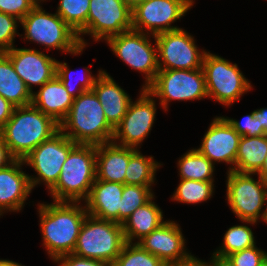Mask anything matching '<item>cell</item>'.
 I'll return each mask as SVG.
<instances>
[{
    "mask_svg": "<svg viewBox=\"0 0 267 266\" xmlns=\"http://www.w3.org/2000/svg\"><path fill=\"white\" fill-rule=\"evenodd\" d=\"M80 204L69 201L37 204L43 246L51 259L73 253L88 215L85 204Z\"/></svg>",
    "mask_w": 267,
    "mask_h": 266,
    "instance_id": "6da1fadb",
    "label": "cell"
},
{
    "mask_svg": "<svg viewBox=\"0 0 267 266\" xmlns=\"http://www.w3.org/2000/svg\"><path fill=\"white\" fill-rule=\"evenodd\" d=\"M60 130V125L32 104L15 107L11 118L0 129L9 152L15 159L26 157Z\"/></svg>",
    "mask_w": 267,
    "mask_h": 266,
    "instance_id": "7a4b0ae2",
    "label": "cell"
},
{
    "mask_svg": "<svg viewBox=\"0 0 267 266\" xmlns=\"http://www.w3.org/2000/svg\"><path fill=\"white\" fill-rule=\"evenodd\" d=\"M60 131L76 144L100 145L112 142L114 127L107 121L93 90L74 99Z\"/></svg>",
    "mask_w": 267,
    "mask_h": 266,
    "instance_id": "3957f363",
    "label": "cell"
},
{
    "mask_svg": "<svg viewBox=\"0 0 267 266\" xmlns=\"http://www.w3.org/2000/svg\"><path fill=\"white\" fill-rule=\"evenodd\" d=\"M96 179V145L76 144L63 163L56 184L49 190L53 201H85Z\"/></svg>",
    "mask_w": 267,
    "mask_h": 266,
    "instance_id": "277c9868",
    "label": "cell"
},
{
    "mask_svg": "<svg viewBox=\"0 0 267 266\" xmlns=\"http://www.w3.org/2000/svg\"><path fill=\"white\" fill-rule=\"evenodd\" d=\"M38 4L26 15L20 24L24 39L44 45L49 49H58L63 53L78 55L86 48L81 46L78 34L57 13L51 14Z\"/></svg>",
    "mask_w": 267,
    "mask_h": 266,
    "instance_id": "5b68a950",
    "label": "cell"
},
{
    "mask_svg": "<svg viewBox=\"0 0 267 266\" xmlns=\"http://www.w3.org/2000/svg\"><path fill=\"white\" fill-rule=\"evenodd\" d=\"M126 243L121 223L87 215L73 254L112 265Z\"/></svg>",
    "mask_w": 267,
    "mask_h": 266,
    "instance_id": "8992f818",
    "label": "cell"
},
{
    "mask_svg": "<svg viewBox=\"0 0 267 266\" xmlns=\"http://www.w3.org/2000/svg\"><path fill=\"white\" fill-rule=\"evenodd\" d=\"M252 175L255 174L227 172L226 200L237 219L253 226L265 213L267 182L260 176L254 179Z\"/></svg>",
    "mask_w": 267,
    "mask_h": 266,
    "instance_id": "52a82bcc",
    "label": "cell"
},
{
    "mask_svg": "<svg viewBox=\"0 0 267 266\" xmlns=\"http://www.w3.org/2000/svg\"><path fill=\"white\" fill-rule=\"evenodd\" d=\"M202 69L205 75L208 98H212L222 105L230 106L240 101L243 94L250 91L252 85L238 68L230 61L206 52Z\"/></svg>",
    "mask_w": 267,
    "mask_h": 266,
    "instance_id": "ba28073f",
    "label": "cell"
},
{
    "mask_svg": "<svg viewBox=\"0 0 267 266\" xmlns=\"http://www.w3.org/2000/svg\"><path fill=\"white\" fill-rule=\"evenodd\" d=\"M149 35V36H148ZM154 38V45L151 37ZM112 52L132 69L145 74V84L142 89H146L155 79L159 71L157 45L154 35L136 30L125 31L112 36L106 41Z\"/></svg>",
    "mask_w": 267,
    "mask_h": 266,
    "instance_id": "9c48e42d",
    "label": "cell"
},
{
    "mask_svg": "<svg viewBox=\"0 0 267 266\" xmlns=\"http://www.w3.org/2000/svg\"><path fill=\"white\" fill-rule=\"evenodd\" d=\"M165 111L171 100L190 101L208 98L203 69L159 70L146 88Z\"/></svg>",
    "mask_w": 267,
    "mask_h": 266,
    "instance_id": "30bf717a",
    "label": "cell"
},
{
    "mask_svg": "<svg viewBox=\"0 0 267 266\" xmlns=\"http://www.w3.org/2000/svg\"><path fill=\"white\" fill-rule=\"evenodd\" d=\"M132 29V7L125 0H90L87 27L79 34L81 46L86 47L83 35L96 42Z\"/></svg>",
    "mask_w": 267,
    "mask_h": 266,
    "instance_id": "8fae6325",
    "label": "cell"
},
{
    "mask_svg": "<svg viewBox=\"0 0 267 266\" xmlns=\"http://www.w3.org/2000/svg\"><path fill=\"white\" fill-rule=\"evenodd\" d=\"M75 145L76 143L59 130L23 158L24 165L33 168L38 175L37 177L29 175L32 189L44 183L49 191L56 184L63 163Z\"/></svg>",
    "mask_w": 267,
    "mask_h": 266,
    "instance_id": "7c38bea8",
    "label": "cell"
},
{
    "mask_svg": "<svg viewBox=\"0 0 267 266\" xmlns=\"http://www.w3.org/2000/svg\"><path fill=\"white\" fill-rule=\"evenodd\" d=\"M155 39L159 70L202 68L207 51H200L194 37L184 29L157 34Z\"/></svg>",
    "mask_w": 267,
    "mask_h": 266,
    "instance_id": "4fadbf2b",
    "label": "cell"
},
{
    "mask_svg": "<svg viewBox=\"0 0 267 266\" xmlns=\"http://www.w3.org/2000/svg\"><path fill=\"white\" fill-rule=\"evenodd\" d=\"M191 8L190 0L143 1L132 7V29L154 36L181 29L172 23L180 20Z\"/></svg>",
    "mask_w": 267,
    "mask_h": 266,
    "instance_id": "5bb4252c",
    "label": "cell"
},
{
    "mask_svg": "<svg viewBox=\"0 0 267 266\" xmlns=\"http://www.w3.org/2000/svg\"><path fill=\"white\" fill-rule=\"evenodd\" d=\"M155 102L154 97L141 88L139 98L131 101L123 119L115 127L112 142L139 149L152 130L157 110Z\"/></svg>",
    "mask_w": 267,
    "mask_h": 266,
    "instance_id": "9a60e30c",
    "label": "cell"
},
{
    "mask_svg": "<svg viewBox=\"0 0 267 266\" xmlns=\"http://www.w3.org/2000/svg\"><path fill=\"white\" fill-rule=\"evenodd\" d=\"M185 238L175 221L166 220L159 228L141 239L138 244L161 259L167 266L189 261L194 255L187 252Z\"/></svg>",
    "mask_w": 267,
    "mask_h": 266,
    "instance_id": "2e32d148",
    "label": "cell"
},
{
    "mask_svg": "<svg viewBox=\"0 0 267 266\" xmlns=\"http://www.w3.org/2000/svg\"><path fill=\"white\" fill-rule=\"evenodd\" d=\"M240 138L223 116L214 117L197 150L214 165L215 162H225L231 165L227 172L235 171Z\"/></svg>",
    "mask_w": 267,
    "mask_h": 266,
    "instance_id": "e0dca14e",
    "label": "cell"
},
{
    "mask_svg": "<svg viewBox=\"0 0 267 266\" xmlns=\"http://www.w3.org/2000/svg\"><path fill=\"white\" fill-rule=\"evenodd\" d=\"M11 60L16 73L33 93V86H42L51 80L57 71V60L36 49L16 48L4 52Z\"/></svg>",
    "mask_w": 267,
    "mask_h": 266,
    "instance_id": "ac0fdd59",
    "label": "cell"
},
{
    "mask_svg": "<svg viewBox=\"0 0 267 266\" xmlns=\"http://www.w3.org/2000/svg\"><path fill=\"white\" fill-rule=\"evenodd\" d=\"M24 162L15 159L0 169V211L20 212L32 191L29 174L22 170Z\"/></svg>",
    "mask_w": 267,
    "mask_h": 266,
    "instance_id": "d6986e66",
    "label": "cell"
},
{
    "mask_svg": "<svg viewBox=\"0 0 267 266\" xmlns=\"http://www.w3.org/2000/svg\"><path fill=\"white\" fill-rule=\"evenodd\" d=\"M124 184L95 179L84 201L88 215L119 223V209Z\"/></svg>",
    "mask_w": 267,
    "mask_h": 266,
    "instance_id": "ffe728a7",
    "label": "cell"
},
{
    "mask_svg": "<svg viewBox=\"0 0 267 266\" xmlns=\"http://www.w3.org/2000/svg\"><path fill=\"white\" fill-rule=\"evenodd\" d=\"M92 90L103 107L107 121L115 128L126 114L132 99L104 70L98 75Z\"/></svg>",
    "mask_w": 267,
    "mask_h": 266,
    "instance_id": "44dd1931",
    "label": "cell"
},
{
    "mask_svg": "<svg viewBox=\"0 0 267 266\" xmlns=\"http://www.w3.org/2000/svg\"><path fill=\"white\" fill-rule=\"evenodd\" d=\"M135 148L113 142L96 145V179L125 184V172Z\"/></svg>",
    "mask_w": 267,
    "mask_h": 266,
    "instance_id": "7402d4cb",
    "label": "cell"
},
{
    "mask_svg": "<svg viewBox=\"0 0 267 266\" xmlns=\"http://www.w3.org/2000/svg\"><path fill=\"white\" fill-rule=\"evenodd\" d=\"M74 98L57 75L32 93L31 104L60 124L68 115Z\"/></svg>",
    "mask_w": 267,
    "mask_h": 266,
    "instance_id": "603a6c76",
    "label": "cell"
},
{
    "mask_svg": "<svg viewBox=\"0 0 267 266\" xmlns=\"http://www.w3.org/2000/svg\"><path fill=\"white\" fill-rule=\"evenodd\" d=\"M153 196L146 204L137 208L121 224L127 243H138L153 230L159 228L164 222L163 211L152 201ZM135 239L138 241L132 242Z\"/></svg>",
    "mask_w": 267,
    "mask_h": 266,
    "instance_id": "cb8c5ba5",
    "label": "cell"
},
{
    "mask_svg": "<svg viewBox=\"0 0 267 266\" xmlns=\"http://www.w3.org/2000/svg\"><path fill=\"white\" fill-rule=\"evenodd\" d=\"M0 95L15 107L30 105L32 101L31 92L4 52H0Z\"/></svg>",
    "mask_w": 267,
    "mask_h": 266,
    "instance_id": "d4e9b609",
    "label": "cell"
},
{
    "mask_svg": "<svg viewBox=\"0 0 267 266\" xmlns=\"http://www.w3.org/2000/svg\"><path fill=\"white\" fill-rule=\"evenodd\" d=\"M267 155V136H241L235 160V171L257 174Z\"/></svg>",
    "mask_w": 267,
    "mask_h": 266,
    "instance_id": "484cf974",
    "label": "cell"
},
{
    "mask_svg": "<svg viewBox=\"0 0 267 266\" xmlns=\"http://www.w3.org/2000/svg\"><path fill=\"white\" fill-rule=\"evenodd\" d=\"M180 179L214 181V164L196 148L187 151L178 160Z\"/></svg>",
    "mask_w": 267,
    "mask_h": 266,
    "instance_id": "4316f807",
    "label": "cell"
},
{
    "mask_svg": "<svg viewBox=\"0 0 267 266\" xmlns=\"http://www.w3.org/2000/svg\"><path fill=\"white\" fill-rule=\"evenodd\" d=\"M162 164L146 157L140 150H136L129 158L125 172V185L152 186L155 182V174Z\"/></svg>",
    "mask_w": 267,
    "mask_h": 266,
    "instance_id": "83f0119b",
    "label": "cell"
},
{
    "mask_svg": "<svg viewBox=\"0 0 267 266\" xmlns=\"http://www.w3.org/2000/svg\"><path fill=\"white\" fill-rule=\"evenodd\" d=\"M214 187V181L180 179L171 200L185 204L202 203L213 197Z\"/></svg>",
    "mask_w": 267,
    "mask_h": 266,
    "instance_id": "f1b7e54d",
    "label": "cell"
},
{
    "mask_svg": "<svg viewBox=\"0 0 267 266\" xmlns=\"http://www.w3.org/2000/svg\"><path fill=\"white\" fill-rule=\"evenodd\" d=\"M223 244L213 254L227 257L232 253L256 245L252 229L245 224L230 227L223 237Z\"/></svg>",
    "mask_w": 267,
    "mask_h": 266,
    "instance_id": "f546056e",
    "label": "cell"
},
{
    "mask_svg": "<svg viewBox=\"0 0 267 266\" xmlns=\"http://www.w3.org/2000/svg\"><path fill=\"white\" fill-rule=\"evenodd\" d=\"M90 0H60L56 13L79 34L87 27Z\"/></svg>",
    "mask_w": 267,
    "mask_h": 266,
    "instance_id": "4dcf8cb0",
    "label": "cell"
},
{
    "mask_svg": "<svg viewBox=\"0 0 267 266\" xmlns=\"http://www.w3.org/2000/svg\"><path fill=\"white\" fill-rule=\"evenodd\" d=\"M151 186L125 185L121 196L119 223H123L137 208L146 204L152 197Z\"/></svg>",
    "mask_w": 267,
    "mask_h": 266,
    "instance_id": "1f68e13d",
    "label": "cell"
},
{
    "mask_svg": "<svg viewBox=\"0 0 267 266\" xmlns=\"http://www.w3.org/2000/svg\"><path fill=\"white\" fill-rule=\"evenodd\" d=\"M111 266H167L161 259L144 250L138 243H126Z\"/></svg>",
    "mask_w": 267,
    "mask_h": 266,
    "instance_id": "d6a6232c",
    "label": "cell"
},
{
    "mask_svg": "<svg viewBox=\"0 0 267 266\" xmlns=\"http://www.w3.org/2000/svg\"><path fill=\"white\" fill-rule=\"evenodd\" d=\"M85 72L84 77L77 79L79 81L75 86L72 84L73 83V76H72V71L70 68H68V65L66 62H60L57 60V71L56 75L59 77L61 82L63 83L64 87L68 91V93L75 99L77 98L81 93L85 91H90L92 90L95 80L97 79L98 75L103 71L100 69L98 74L95 76H92V73L90 71V68L85 67ZM78 71V70H77ZM79 85V86H78ZM79 87V88H78Z\"/></svg>",
    "mask_w": 267,
    "mask_h": 266,
    "instance_id": "836d02e7",
    "label": "cell"
},
{
    "mask_svg": "<svg viewBox=\"0 0 267 266\" xmlns=\"http://www.w3.org/2000/svg\"><path fill=\"white\" fill-rule=\"evenodd\" d=\"M20 20L15 16L0 12V52H6L14 47V40Z\"/></svg>",
    "mask_w": 267,
    "mask_h": 266,
    "instance_id": "e575fe53",
    "label": "cell"
},
{
    "mask_svg": "<svg viewBox=\"0 0 267 266\" xmlns=\"http://www.w3.org/2000/svg\"><path fill=\"white\" fill-rule=\"evenodd\" d=\"M224 118L240 136L252 137L265 135L264 128L260 125L259 119L254 116V111L244 116L241 122L233 118Z\"/></svg>",
    "mask_w": 267,
    "mask_h": 266,
    "instance_id": "d590c367",
    "label": "cell"
},
{
    "mask_svg": "<svg viewBox=\"0 0 267 266\" xmlns=\"http://www.w3.org/2000/svg\"><path fill=\"white\" fill-rule=\"evenodd\" d=\"M234 266H259L267 257V252L256 245L227 256Z\"/></svg>",
    "mask_w": 267,
    "mask_h": 266,
    "instance_id": "8d00e7d4",
    "label": "cell"
},
{
    "mask_svg": "<svg viewBox=\"0 0 267 266\" xmlns=\"http://www.w3.org/2000/svg\"><path fill=\"white\" fill-rule=\"evenodd\" d=\"M38 2L39 0H0V12L22 20Z\"/></svg>",
    "mask_w": 267,
    "mask_h": 266,
    "instance_id": "74e56055",
    "label": "cell"
},
{
    "mask_svg": "<svg viewBox=\"0 0 267 266\" xmlns=\"http://www.w3.org/2000/svg\"><path fill=\"white\" fill-rule=\"evenodd\" d=\"M52 260L55 263H58V266H111L108 263L99 260L79 257L73 253L64 256H57L55 258H52Z\"/></svg>",
    "mask_w": 267,
    "mask_h": 266,
    "instance_id": "f35d334b",
    "label": "cell"
},
{
    "mask_svg": "<svg viewBox=\"0 0 267 266\" xmlns=\"http://www.w3.org/2000/svg\"><path fill=\"white\" fill-rule=\"evenodd\" d=\"M15 106L0 95V129L11 118Z\"/></svg>",
    "mask_w": 267,
    "mask_h": 266,
    "instance_id": "ab89813d",
    "label": "cell"
},
{
    "mask_svg": "<svg viewBox=\"0 0 267 266\" xmlns=\"http://www.w3.org/2000/svg\"><path fill=\"white\" fill-rule=\"evenodd\" d=\"M15 158L11 155L3 137L0 135V169L5 168L12 163Z\"/></svg>",
    "mask_w": 267,
    "mask_h": 266,
    "instance_id": "60d3db41",
    "label": "cell"
},
{
    "mask_svg": "<svg viewBox=\"0 0 267 266\" xmlns=\"http://www.w3.org/2000/svg\"><path fill=\"white\" fill-rule=\"evenodd\" d=\"M212 259L208 261L209 266H234L228 257L212 254Z\"/></svg>",
    "mask_w": 267,
    "mask_h": 266,
    "instance_id": "b9f144b4",
    "label": "cell"
},
{
    "mask_svg": "<svg viewBox=\"0 0 267 266\" xmlns=\"http://www.w3.org/2000/svg\"><path fill=\"white\" fill-rule=\"evenodd\" d=\"M254 116L259 119V123L263 126L265 135L267 136V108L254 110Z\"/></svg>",
    "mask_w": 267,
    "mask_h": 266,
    "instance_id": "7bdbcfd3",
    "label": "cell"
},
{
    "mask_svg": "<svg viewBox=\"0 0 267 266\" xmlns=\"http://www.w3.org/2000/svg\"><path fill=\"white\" fill-rule=\"evenodd\" d=\"M175 266H209V263L205 260L202 261L199 258L193 256L189 261L176 264Z\"/></svg>",
    "mask_w": 267,
    "mask_h": 266,
    "instance_id": "ee69618b",
    "label": "cell"
},
{
    "mask_svg": "<svg viewBox=\"0 0 267 266\" xmlns=\"http://www.w3.org/2000/svg\"><path fill=\"white\" fill-rule=\"evenodd\" d=\"M255 175L260 176L264 181L267 182V155L263 166L261 167L260 171Z\"/></svg>",
    "mask_w": 267,
    "mask_h": 266,
    "instance_id": "f6af8a7d",
    "label": "cell"
},
{
    "mask_svg": "<svg viewBox=\"0 0 267 266\" xmlns=\"http://www.w3.org/2000/svg\"><path fill=\"white\" fill-rule=\"evenodd\" d=\"M0 266H24V265L12 260L0 259Z\"/></svg>",
    "mask_w": 267,
    "mask_h": 266,
    "instance_id": "bcb514c9",
    "label": "cell"
},
{
    "mask_svg": "<svg viewBox=\"0 0 267 266\" xmlns=\"http://www.w3.org/2000/svg\"><path fill=\"white\" fill-rule=\"evenodd\" d=\"M131 7H134L136 4L141 3L147 0H125Z\"/></svg>",
    "mask_w": 267,
    "mask_h": 266,
    "instance_id": "7dc6e473",
    "label": "cell"
},
{
    "mask_svg": "<svg viewBox=\"0 0 267 266\" xmlns=\"http://www.w3.org/2000/svg\"><path fill=\"white\" fill-rule=\"evenodd\" d=\"M266 202H267V196H266ZM265 206H266L265 207V213H264L262 221L266 222V224H267V203Z\"/></svg>",
    "mask_w": 267,
    "mask_h": 266,
    "instance_id": "c3c4849f",
    "label": "cell"
},
{
    "mask_svg": "<svg viewBox=\"0 0 267 266\" xmlns=\"http://www.w3.org/2000/svg\"><path fill=\"white\" fill-rule=\"evenodd\" d=\"M259 266H267V257L261 262Z\"/></svg>",
    "mask_w": 267,
    "mask_h": 266,
    "instance_id": "681fc988",
    "label": "cell"
},
{
    "mask_svg": "<svg viewBox=\"0 0 267 266\" xmlns=\"http://www.w3.org/2000/svg\"><path fill=\"white\" fill-rule=\"evenodd\" d=\"M190 2H191V5H192V7H193V5H194V0H190Z\"/></svg>",
    "mask_w": 267,
    "mask_h": 266,
    "instance_id": "f907efd6",
    "label": "cell"
}]
</instances>
